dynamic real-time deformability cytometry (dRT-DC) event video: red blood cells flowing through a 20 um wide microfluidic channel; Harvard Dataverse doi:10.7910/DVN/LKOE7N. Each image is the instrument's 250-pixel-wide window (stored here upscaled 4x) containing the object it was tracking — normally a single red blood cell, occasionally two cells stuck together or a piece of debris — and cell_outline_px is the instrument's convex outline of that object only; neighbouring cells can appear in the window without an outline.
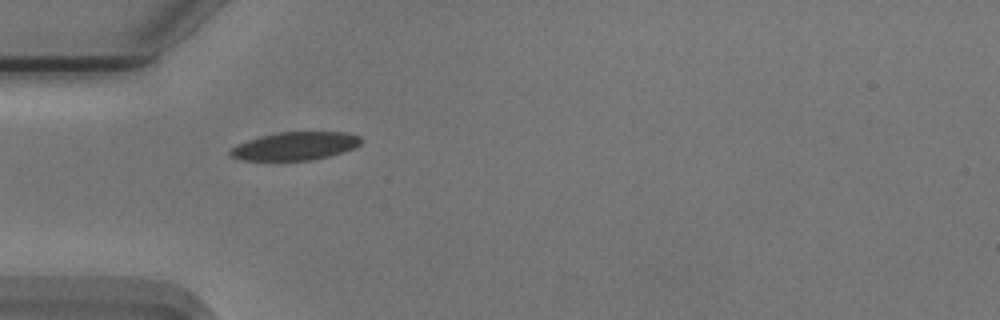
{"species": "Egyptian fruit bat (a non-hibernating species)", "species_latin": "Rousettus aegyptiacus", "temperature_condition": "cold", "stored_images_in_passage": 39, "camera_frame_rate_fps": 3000, "um_per_image_px": 0.085, "animal": {"sex": "male"}, "frame": {"image": 1, "passage_image": 1, "time_ms": 0.0, "image_size_px": [1000, 320], "cell_outline_px": [[364, 140], [360, 144], [352, 148], [328, 156], [312, 160], [240, 160], [232, 156], [228, 152], [236, 144], [260, 136], [280, 132], [344, 132], [360, 136]], "centroid_in_image_um": [25.07, 12.41], "position_along_channel_um": 59.9, "area_um2": 21.27}}
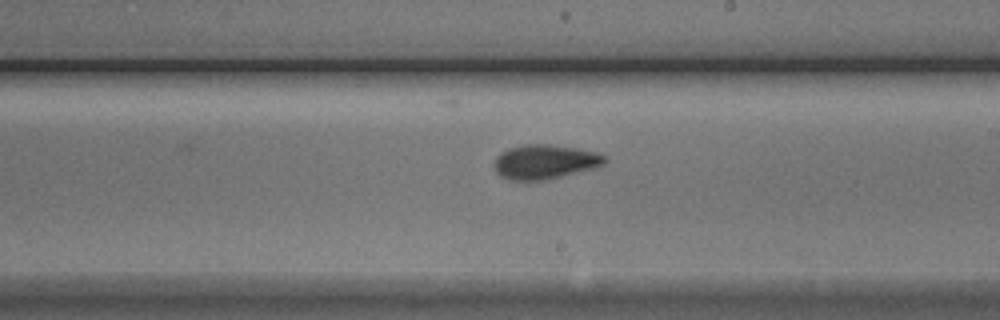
{"frame": {"image": 2, "passage_image": 16, "time_ms": 5.0, "image_size_px": [1000, 320], "cell_outline_px": [[608, 160], [604, 164], [592, 168], [544, 180], [512, 180], [500, 176], [496, 172], [492, 164], [496, 156], [500, 152], [508, 148], [524, 144], [548, 144], [576, 148], [596, 152], [608, 156]], "centroid_in_image_um": [46.27, 13.74], "position_along_channel_um": 242.7, "area_um2": 22.2}}
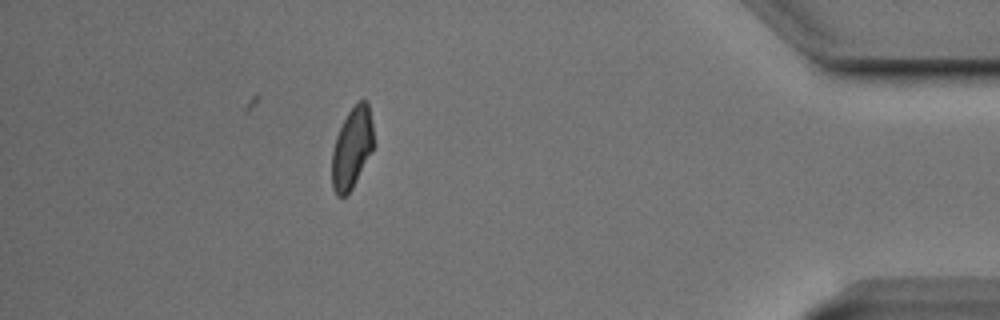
{"frame": {"image": 3, "passage_image": 33, "time_ms": 10.667, "image_size_px": [1000, 320], "cell_outline_px": [[376, 144], [372, 152], [352, 188], [344, 196], [336, 196], [332, 188], [332, 152], [336, 136], [348, 112], [360, 100], [368, 100]], "centroid_in_image_um": [29.94, 12.57], "position_along_channel_um": 405.3, "area_um2": 19.88}, "authors_computed_cell_mechanics": {"area_um2": 20.8658, "velocity_mm_per_s": 3.7234, "shape_relaxation_time_tau1_ms": 3.5178, "shape_relaxation_time_tau2_ms": 2.9246, "deformation_change_tau1": 0.1251, "deformation_change_tau2": 0.0751}}